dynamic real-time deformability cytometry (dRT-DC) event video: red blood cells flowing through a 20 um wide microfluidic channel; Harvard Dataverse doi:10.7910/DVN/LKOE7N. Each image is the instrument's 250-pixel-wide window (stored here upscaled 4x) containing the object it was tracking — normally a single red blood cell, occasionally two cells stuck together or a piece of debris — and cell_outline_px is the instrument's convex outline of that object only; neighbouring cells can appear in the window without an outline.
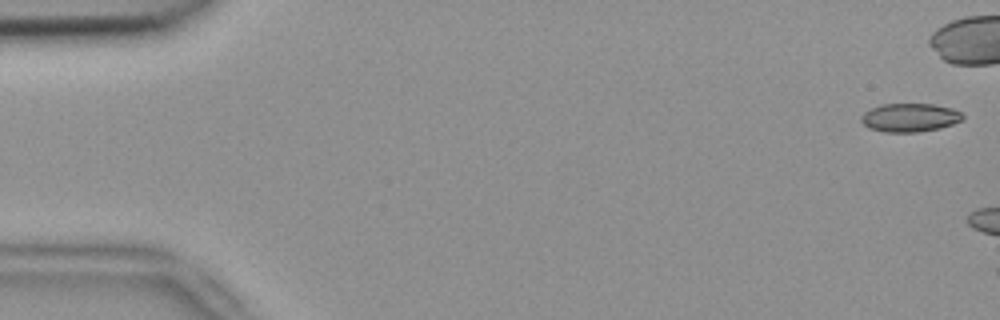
{"species": "common noctule bat (a hibernating species)", "species_latin": "Nyctalus noctula", "temperature_condition": "room temperature", "stored_images_in_passage": 10, "camera_frame_rate_fps": 3000, "um_per_image_px": 0.085, "animal": {"sex": "female", "body_mass_g": 18.4}, "frame": {"image": 1, "passage_image": 1, "time_ms": 0.0, "image_size_px": [1000, 320], "cell_outline_px": [[964, 120], [940, 128], [916, 132], [884, 132], [868, 128], [860, 120], [860, 116], [864, 112], [880, 104], [932, 104], [952, 108], [960, 112], [964, 116]], "centroid_in_image_um": [77.32, 9.99], "position_along_channel_um": 7.7, "area_um2": 16.94}}